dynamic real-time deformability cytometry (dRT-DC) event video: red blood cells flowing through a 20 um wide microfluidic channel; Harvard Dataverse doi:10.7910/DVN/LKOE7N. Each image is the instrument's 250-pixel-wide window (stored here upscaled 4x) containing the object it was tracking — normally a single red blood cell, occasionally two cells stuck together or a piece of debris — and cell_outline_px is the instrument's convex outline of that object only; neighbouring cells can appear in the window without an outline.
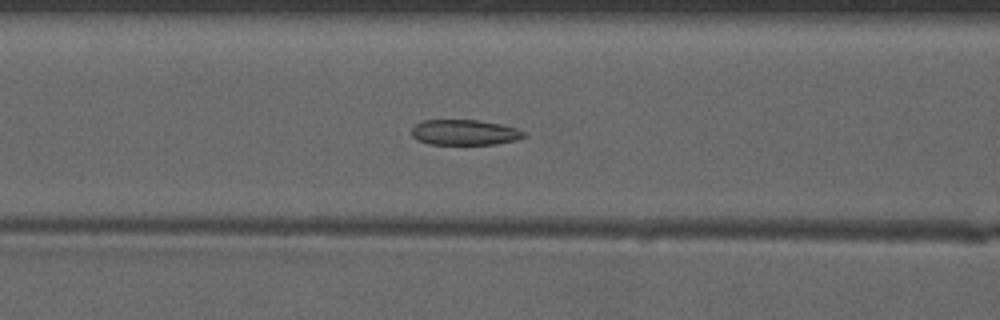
{"species": "common noctule bat (a hibernating species)", "species_latin": "Nyctalus noctula", "temperature_condition": "warm", "stored_images_in_passage": 44, "camera_frame_rate_fps": 3000, "um_per_image_px": 0.085, "animal": {"sex": "male", "forearm_length_mm": 52.5}, "frame": {"image": 1, "passage_image": 22, "time_ms": 7.0, "image_size_px": [1000, 320], "cell_outline_px": [[524, 136], [516, 140], [496, 144], [428, 144], [416, 140], [412, 136], [412, 128], [420, 120], [480, 120], [500, 124], [516, 128], [524, 132]], "centroid_in_image_um": [39.44, 11.25], "position_along_channel_um": 127.2, "area_um2": 16.65}}
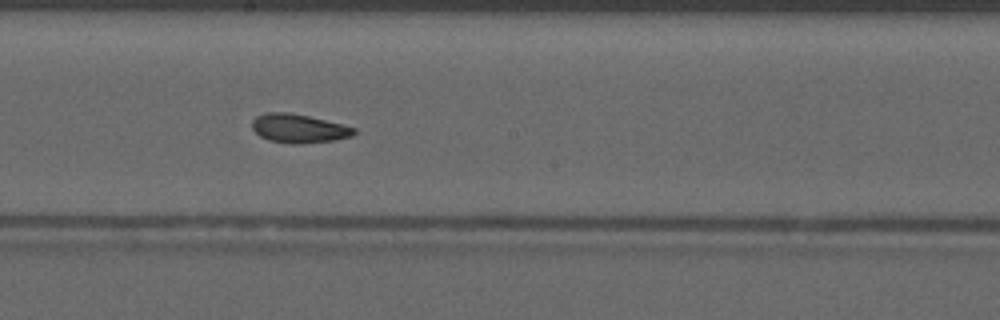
{"frame": {"image": 2, "passage_image": 29, "time_ms": 9.333, "image_size_px": [1000, 320], "cell_outline_px": [[356, 132], [352, 136], [332, 140], [300, 144], [292, 144], [268, 140], [260, 136], [252, 128], [252, 120], [256, 116], [264, 112], [288, 112], [308, 116], [344, 124], [356, 128]], "centroid_in_image_um": [25.38, 10.91], "position_along_channel_um": 222.8, "area_um2": 17.17}}
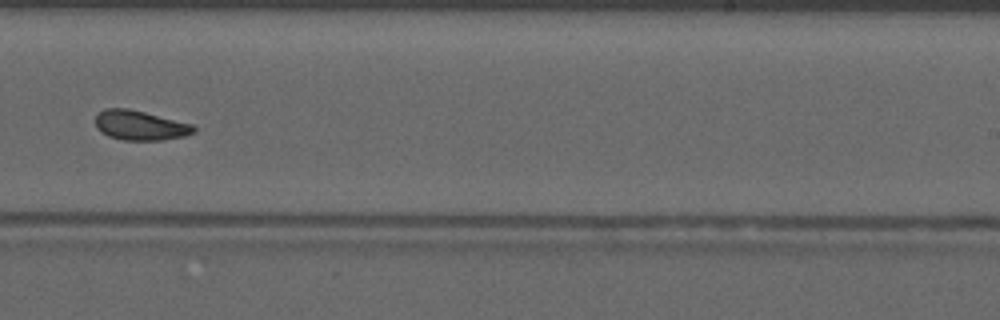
{"frame": {"image": 3, "passage_image": 33, "time_ms": 10.667, "image_size_px": [1000, 320], "cell_outline_px": [[196, 132], [184, 136], [164, 140], [120, 140], [108, 136], [100, 132], [96, 128], [96, 116], [104, 108], [128, 108], [192, 124], [196, 128]], "centroid_in_image_um": [11.9, 10.66], "position_along_channel_um": 277.1, "area_um2": 17.05}, "authors_computed_cell_mechanics": {"area_um2": 17.4267, "velocity_mm_per_s": 4.108, "shape_relaxation_time_tau1_ms": null, "shape_relaxation_time_tau2_ms": 2.0729, "deformation_change_tau1": null, "deformation_change_tau2": 0.07}}